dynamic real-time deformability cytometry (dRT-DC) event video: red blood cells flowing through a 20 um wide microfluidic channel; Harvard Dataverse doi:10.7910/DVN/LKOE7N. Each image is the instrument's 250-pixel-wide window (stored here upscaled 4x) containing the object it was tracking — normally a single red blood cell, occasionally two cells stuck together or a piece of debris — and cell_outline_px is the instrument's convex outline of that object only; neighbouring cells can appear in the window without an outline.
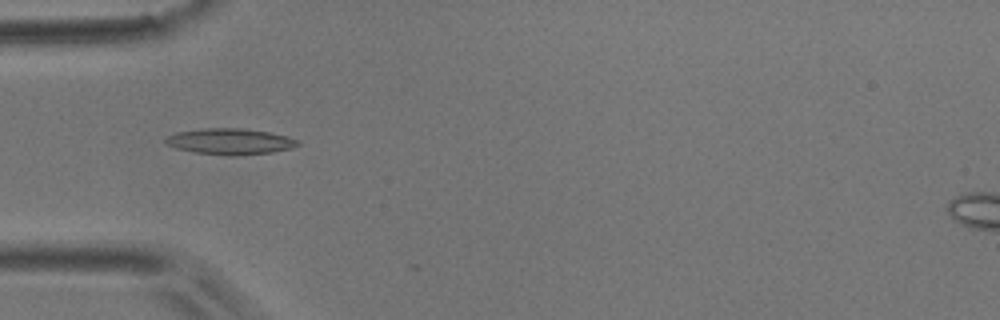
{"species": "common noctule bat (a hibernating species)", "species_latin": "Nyctalus noctula", "temperature_condition": "room temperature", "stored_images_in_passage": 34, "camera_frame_rate_fps": 3000, "um_per_image_px": 0.085, "animal": {"sex": "male", "body_mass_g": 17.9}, "frame": {"image": 1, "passage_image": 1, "time_ms": 0.0, "image_size_px": [1000, 320], "cell_outline_px": [[300, 144], [292, 148], [272, 152], [236, 156], [228, 156], [196, 152], [176, 148], [168, 144], [164, 140], [168, 136], [176, 132], [204, 128], [244, 128], [268, 132], [288, 136], [300, 140]], "centroid_in_image_um": [19.6, 12.02], "position_along_channel_um": 65.4, "area_um2": 20.11}}
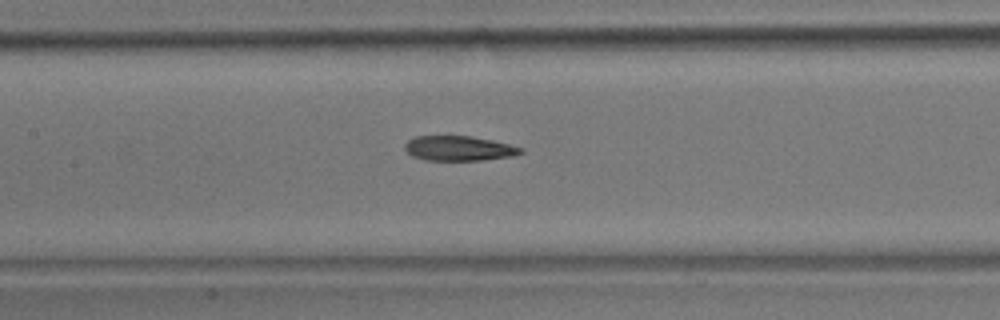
{"frame": {"image": 2, "passage_image": 9, "time_ms": 2.667, "image_size_px": [1000, 320], "cell_outline_px": [[524, 152], [512, 156], [480, 160], [424, 160], [412, 156], [404, 148], [404, 144], [408, 140], [416, 136], [472, 136], [492, 140], [524, 148]], "centroid_in_image_um": [39.0, 12.61], "position_along_channel_um": 168.4, "area_um2": 16.76}}
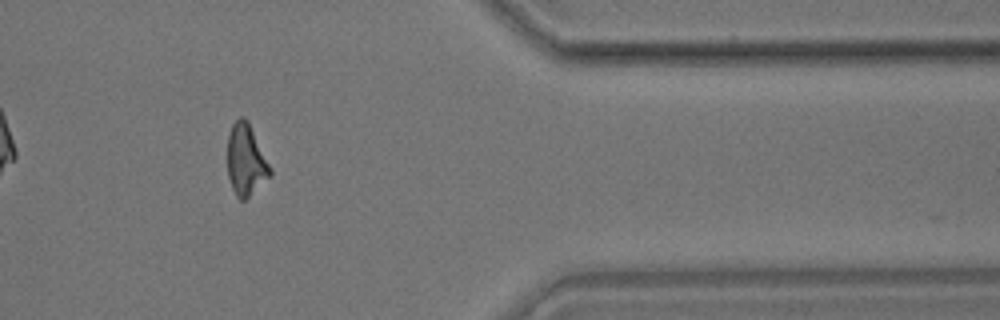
{"frame": {"image": 3, "passage_image": 28, "time_ms": 9.0, "image_size_px": [1000, 320], "cell_outline_px": [[272, 176], [244, 200], [240, 200], [236, 196], [232, 188], [228, 176], [228, 132], [232, 124], [240, 116], [244, 116], [248, 120], [272, 168]], "centroid_in_image_um": [20.92, 13.58], "position_along_channel_um": 390.5, "area_um2": 17.98}, "authors_computed_cell_mechanics": {"area_um2": 17.7446, "velocity_mm_per_s": 3.8566, "shape_relaxation_time_tau1_ms": 6.8005, "shape_relaxation_time_tau2_ms": 3.71, "deformation_change_tau1": 0.2, "deformation_change_tau2": 0.1424}}